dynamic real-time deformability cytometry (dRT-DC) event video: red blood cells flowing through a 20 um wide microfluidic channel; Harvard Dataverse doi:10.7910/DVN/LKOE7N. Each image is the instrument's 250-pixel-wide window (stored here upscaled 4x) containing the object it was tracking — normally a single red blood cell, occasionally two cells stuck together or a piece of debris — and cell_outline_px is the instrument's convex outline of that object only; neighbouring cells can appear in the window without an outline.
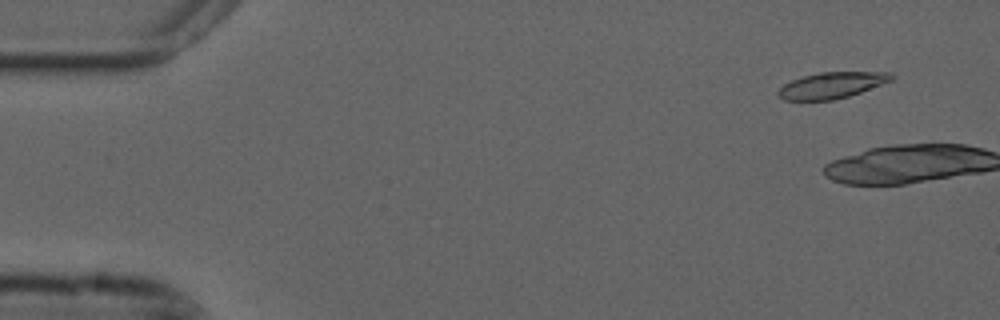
{"species": "common noctule bat (a hibernating species)", "species_latin": "Nyctalus noctula", "temperature_condition": "cold", "stored_images_in_passage": 6, "camera_frame_rate_fps": 3000, "um_per_image_px": 0.085, "animal": {"sex": "male", "forearm_length_mm": 52.5}, "frame": {"image": 1, "passage_image": 4, "time_ms": 1.0, "image_size_px": [1000, 320], "cell_outline_px": [[896, 76], [892, 80], [860, 92], [848, 96], [832, 100], [784, 100], [776, 92], [784, 84], [792, 80], [804, 76], [820, 72], [892, 72]], "centroid_in_image_um": [70.72, 7.24], "position_along_channel_um": 14.3, "area_um2": 17.11}}